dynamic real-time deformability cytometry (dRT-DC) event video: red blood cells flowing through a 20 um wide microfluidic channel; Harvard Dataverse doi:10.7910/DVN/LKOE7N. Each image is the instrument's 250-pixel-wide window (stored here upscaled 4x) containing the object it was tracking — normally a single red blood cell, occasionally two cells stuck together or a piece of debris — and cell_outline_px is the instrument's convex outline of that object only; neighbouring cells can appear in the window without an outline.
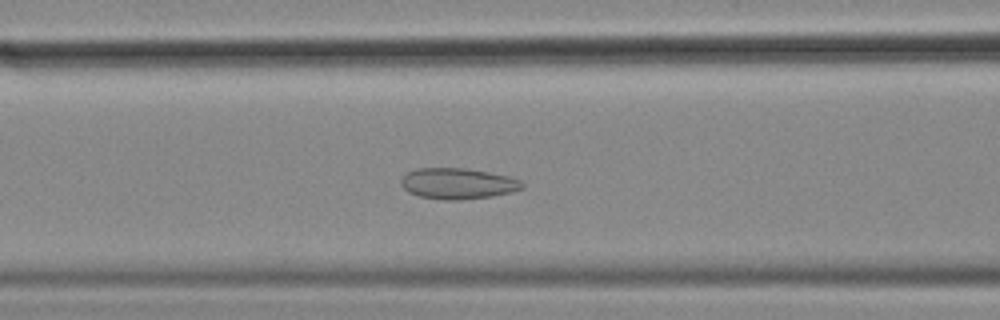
{"species": "common noctule bat (a hibernating species)", "species_latin": "Nyctalus noctula", "temperature_condition": "cold", "stored_images_in_passage": 57, "camera_frame_rate_fps": 3000, "um_per_image_px": 0.085, "animal": {"sex": "female", "body_mass_g": 18.4}, "frame": {"image": 1, "passage_image": 23, "time_ms": 7.333, "image_size_px": [1000, 320], "cell_outline_px": [[524, 188], [492, 196], [460, 200], [444, 200], [420, 196], [408, 192], [400, 184], [400, 180], [408, 172], [416, 168], [464, 168], [488, 172], [508, 176], [520, 180], [524, 184]], "centroid_in_image_um": [38.89, 15.6], "position_along_channel_um": 127.7, "area_um2": 21.73}}
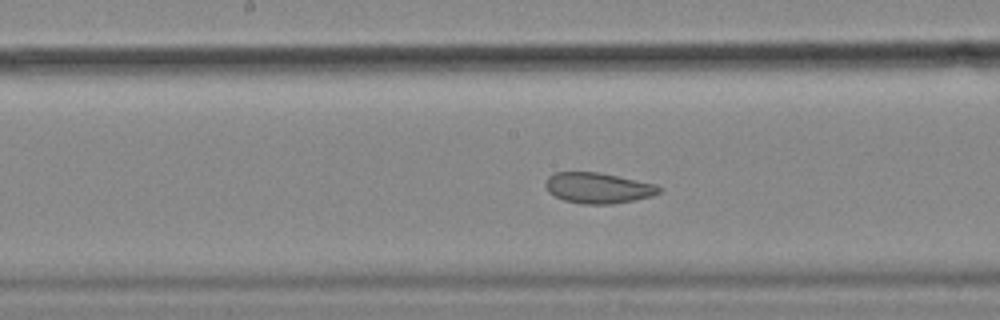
{"frame": {"image": 2, "passage_image": 29, "time_ms": 9.333, "image_size_px": [1000, 320], "cell_outline_px": [[660, 192], [652, 196], [612, 204], [584, 204], [564, 200], [548, 192], [544, 184], [548, 176], [556, 172], [600, 172], [656, 184], [660, 188]], "centroid_in_image_um": [50.82, 15.97], "position_along_channel_um": 197.4, "area_um2": 20.23}}
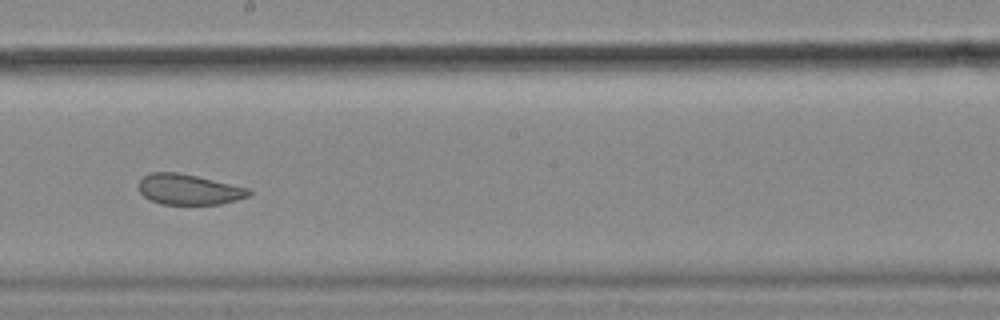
{"frame": {"image": 3, "passage_image": 32, "time_ms": 10.333, "image_size_px": [1000, 320], "cell_outline_px": [[252, 192], [248, 196], [236, 200], [220, 204], [160, 204], [144, 196], [140, 192], [140, 180], [144, 176], [152, 172], [176, 172], [196, 176], [248, 188]], "centroid_in_image_um": [16.05, 16.1], "position_along_channel_um": 232.2, "area_um2": 19.25}, "authors_computed_cell_mechanics": {"area_um2": 25.143, "velocity_mm_per_s": 3.4973, "shape_relaxation_time_tau1_ms": null, "shape_relaxation_time_tau2_ms": 1.7763, "deformation_change_tau1": null, "deformation_change_tau2": 0.0724}}